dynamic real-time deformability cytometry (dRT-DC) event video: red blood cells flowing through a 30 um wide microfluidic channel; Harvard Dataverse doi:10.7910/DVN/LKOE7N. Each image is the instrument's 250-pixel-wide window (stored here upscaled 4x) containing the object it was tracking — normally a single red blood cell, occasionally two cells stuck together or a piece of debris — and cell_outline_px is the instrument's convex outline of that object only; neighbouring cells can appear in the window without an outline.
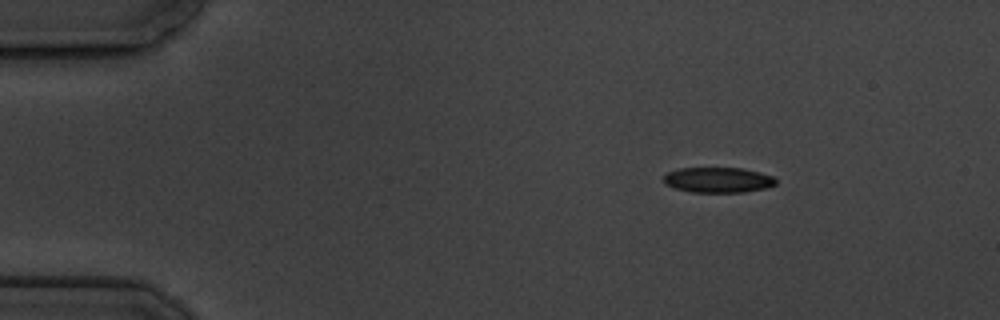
{"species": "common noctule bat (a hibernating species)", "species_latin": "Nyctalus noctula", "temperature_condition": "cold", "stored_images_in_passage": 4, "camera_frame_rate_fps": 3000, "um_per_image_px": 0.085, "animal": {"sex": "male", "body_mass_g": 19.5, "forearm_length_mm": 54.6}, "frame": {"image": 1, "passage_image": 1, "time_ms": 0.0, "image_size_px": [1000, 320], "cell_outline_px": [[776, 184], [764, 188], [744, 192], [692, 192], [676, 188], [664, 184], [664, 176], [668, 172], [680, 168], [744, 168], [760, 172], [772, 176], [776, 180]], "centroid_in_image_um": [61.03, 15.29], "position_along_channel_um": 24.0, "area_um2": 16.47}}
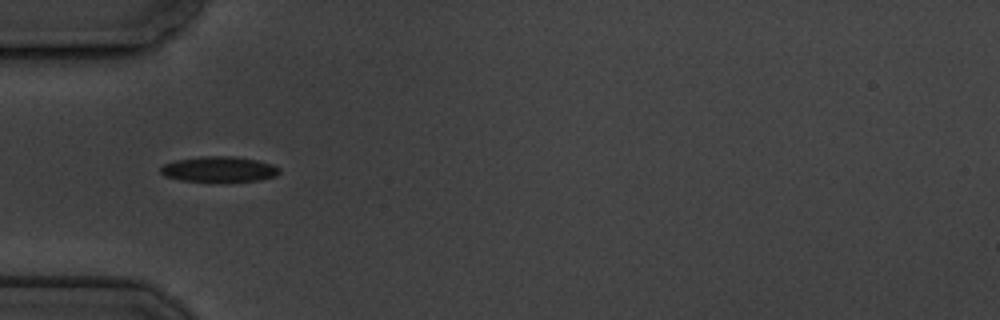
{"frame": {"image": 2, "passage_image": 4, "time_ms": 3.333, "image_size_px": [1000, 320], "cell_outline_px": [[280, 172], [276, 176], [260, 180], [180, 180], [164, 176], [160, 172], [160, 168], [164, 164], [176, 160], [200, 156], [236, 156], [256, 160], [272, 164], [280, 168]], "centroid_in_image_um": [18.62, 14.36], "position_along_channel_um": 66.4, "area_um2": 17.28}}